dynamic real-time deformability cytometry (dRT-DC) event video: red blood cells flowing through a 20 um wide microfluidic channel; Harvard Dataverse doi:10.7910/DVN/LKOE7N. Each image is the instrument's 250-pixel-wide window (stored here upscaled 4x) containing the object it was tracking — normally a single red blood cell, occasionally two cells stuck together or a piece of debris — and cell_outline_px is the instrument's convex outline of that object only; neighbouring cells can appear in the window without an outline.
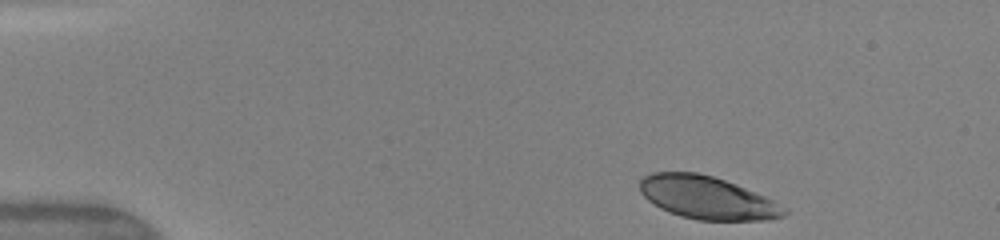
{"species": "human", "species_latin": "Homo sapiens", "temperature_condition": "warm", "stored_images_in_passage": 36, "camera_frame_rate_fps": 3000, "um_per_image_px": 0.085, "donor": {"sex": "female"}, "frame": {"image": 1, "passage_image": 1, "time_ms": 0.0, "image_size_px": [1000, 240], "cell_outline_px": [[788, 212], [784, 216], [772, 220], [696, 220], [680, 216], [660, 208], [648, 200], [640, 192], [640, 180], [644, 176], [652, 172], [696, 172], [712, 176], [736, 184], [764, 196], [788, 208]], "centroid_in_image_um": [60.12, 16.81], "position_along_channel_um": 24.9, "area_um2": 36.07}}
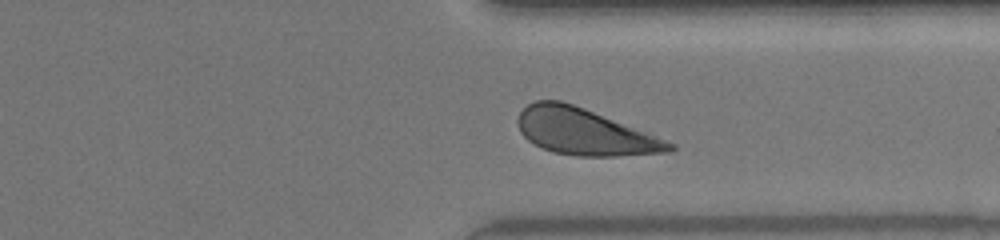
{"frame": {"image": 2, "passage_image": 32, "time_ms": 10.333, "image_size_px": [1000, 240], "cell_outline_px": [[676, 148], [672, 152], [616, 156], [576, 156], [552, 152], [540, 148], [528, 140], [520, 132], [520, 112], [528, 104], [536, 100], [560, 100], [584, 108], [676, 144]], "centroid_in_image_um": [49.69, 11.22], "position_along_channel_um": 361.7, "area_um2": 40.52}}
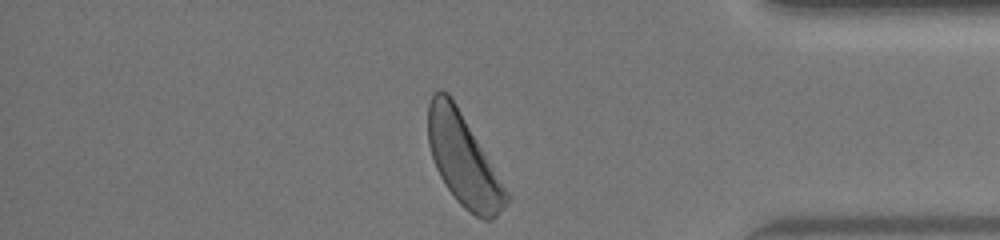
{"frame": {"image": 3, "passage_image": 36, "time_ms": 11.667, "image_size_px": [1000, 240], "cell_outline_px": [[512, 196], [508, 204], [492, 220], [484, 220], [476, 216], [464, 208], [456, 200], [440, 176], [436, 168], [428, 144], [428, 104], [432, 92], [440, 88], [448, 92], [456, 104]], "centroid_in_image_um": [39.4, 13.59], "position_along_channel_um": 395.8, "area_um2": 41.91}, "authors_computed_cell_mechanics": {"area_um2": 40.0554, "velocity_mm_per_s": 4.1146, "shape_relaxation_time_tau1_ms": 1.8316, "shape_relaxation_time_tau2_ms": null, "deformation_change_tau1": 0.1147, "deformation_change_tau2": null}}